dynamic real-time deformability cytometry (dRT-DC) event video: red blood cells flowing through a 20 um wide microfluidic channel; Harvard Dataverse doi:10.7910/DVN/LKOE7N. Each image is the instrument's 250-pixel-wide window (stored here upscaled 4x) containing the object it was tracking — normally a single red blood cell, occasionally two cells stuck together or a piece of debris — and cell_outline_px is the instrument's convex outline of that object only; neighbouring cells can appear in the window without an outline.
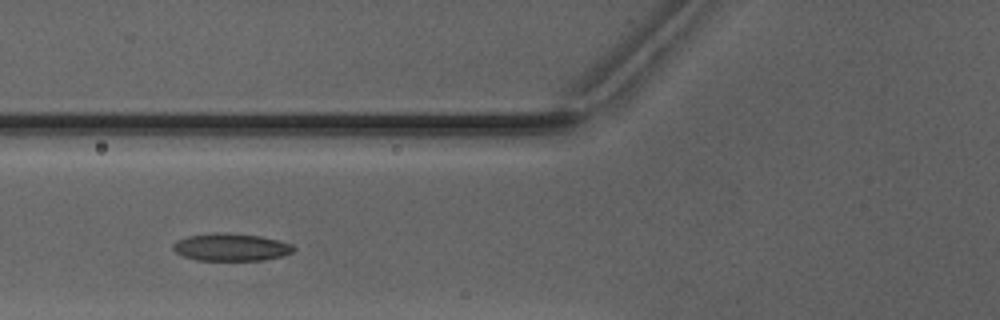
{"species": "Egyptian fruit bat (a non-hibernating species)", "species_latin": "Rousettus aegyptiacus", "temperature_condition": "warm", "stored_images_in_passage": 24, "camera_frame_rate_fps": 3000, "um_per_image_px": 0.085, "animal": {"sex": "male"}, "frame": {"image": 1, "passage_image": 3, "time_ms": 0.667, "image_size_px": [1000, 320], "cell_outline_px": [[296, 248], [292, 252], [284, 256], [264, 260], [196, 260], [184, 256], [176, 252], [172, 248], [172, 244], [176, 240], [188, 236], [212, 232], [224, 232], [260, 236], [292, 244]], "centroid_in_image_um": [19.62, 21.0], "position_along_channel_um": 106.2, "area_um2": 19.42}}
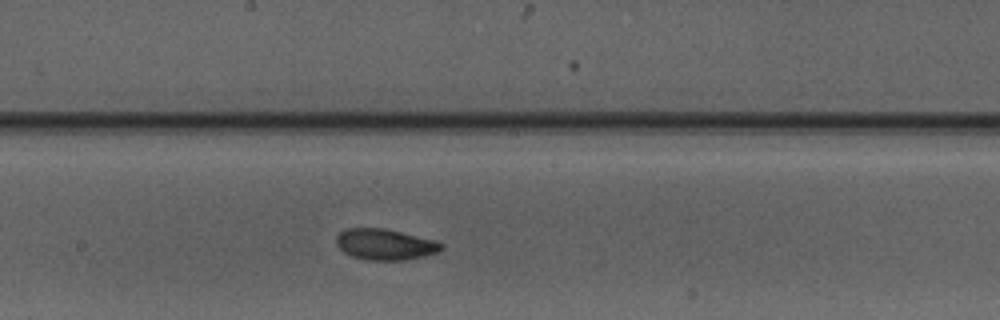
{"frame": {"image": 2, "passage_image": 11, "time_ms": 3.333, "image_size_px": [1000, 320], "cell_outline_px": [[444, 248], [436, 252], [404, 260], [368, 260], [352, 256], [344, 252], [336, 244], [336, 236], [340, 232], [348, 228], [384, 228], [436, 240], [444, 244]], "centroid_in_image_um": [32.72, 20.76], "position_along_channel_um": 215.5, "area_um2": 18.84}}
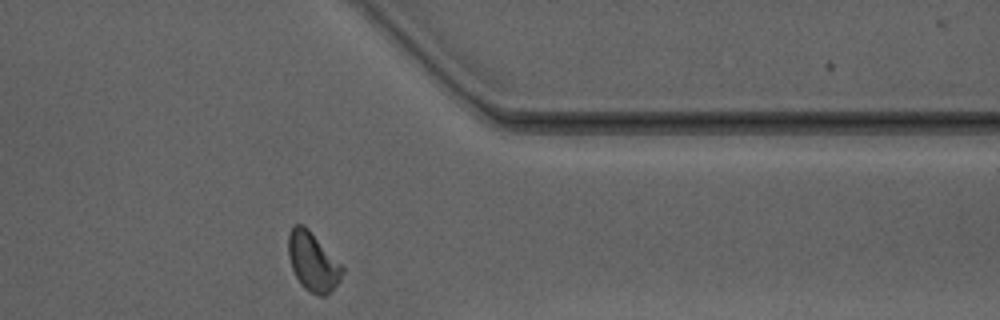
{"frame": {"image": 3, "passage_image": 24, "time_ms": 7.667, "image_size_px": [1000, 320], "cell_outline_px": [[344, 272], [340, 280], [324, 296], [316, 296], [304, 288], [300, 284], [292, 268], [288, 256], [288, 232], [292, 224], [304, 224], [344, 264]], "centroid_in_image_um": [26.6, 22.2], "position_along_channel_um": 384.8, "area_um2": 18.96}}